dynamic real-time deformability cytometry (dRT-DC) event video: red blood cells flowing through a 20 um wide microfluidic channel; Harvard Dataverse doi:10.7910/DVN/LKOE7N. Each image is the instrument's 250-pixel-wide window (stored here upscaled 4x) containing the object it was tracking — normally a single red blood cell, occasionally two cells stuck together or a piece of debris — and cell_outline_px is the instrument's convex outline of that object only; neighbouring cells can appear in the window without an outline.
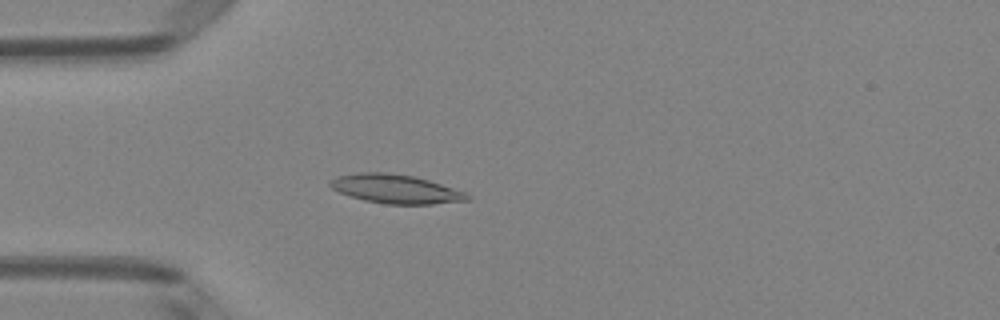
{"species": "Egyptian fruit bat (a non-hibernating species)", "species_latin": "Rousettus aegyptiacus", "temperature_condition": "room temperature", "stored_images_in_passage": 3, "camera_frame_rate_fps": 3000, "um_per_image_px": 0.085, "animal": {"sex": "female"}, "frame": {"image": 1, "passage_image": 3, "time_ms": 0.667, "image_size_px": [1000, 320], "cell_outline_px": [[472, 200], [432, 204], [384, 204], [364, 200], [340, 192], [332, 188], [328, 184], [328, 180], [336, 176], [360, 172], [388, 172], [412, 176], [428, 180], [468, 192], [472, 196]], "centroid_in_image_um": [33.67, 16.06], "position_along_channel_um": 51.3, "area_um2": 23.29}}